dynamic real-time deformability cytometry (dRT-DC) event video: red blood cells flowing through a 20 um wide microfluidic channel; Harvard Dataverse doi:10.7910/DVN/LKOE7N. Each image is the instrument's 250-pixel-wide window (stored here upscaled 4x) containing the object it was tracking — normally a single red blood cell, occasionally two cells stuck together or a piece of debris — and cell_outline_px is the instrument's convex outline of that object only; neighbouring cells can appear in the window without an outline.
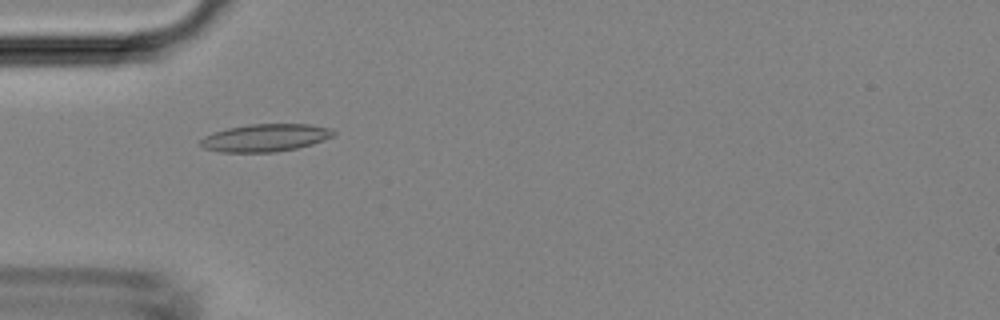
{"species": "Egyptian fruit bat (a non-hibernating species)", "species_latin": "Rousettus aegyptiacus", "temperature_condition": "room temperature", "stored_images_in_passage": 35, "camera_frame_rate_fps": 3000, "um_per_image_px": 0.085, "animal": {"sex": "female"}, "frame": {"image": 1, "passage_image": 15, "time_ms": 4.667, "image_size_px": [1000, 320], "cell_outline_px": [[336, 136], [312, 144], [296, 148], [276, 152], [220, 152], [204, 148], [200, 144], [200, 140], [204, 136], [212, 132], [228, 128], [248, 124], [308, 124], [332, 128], [336, 132]], "centroid_in_image_um": [22.58, 11.7], "position_along_channel_um": 62.4, "area_um2": 21.56}}
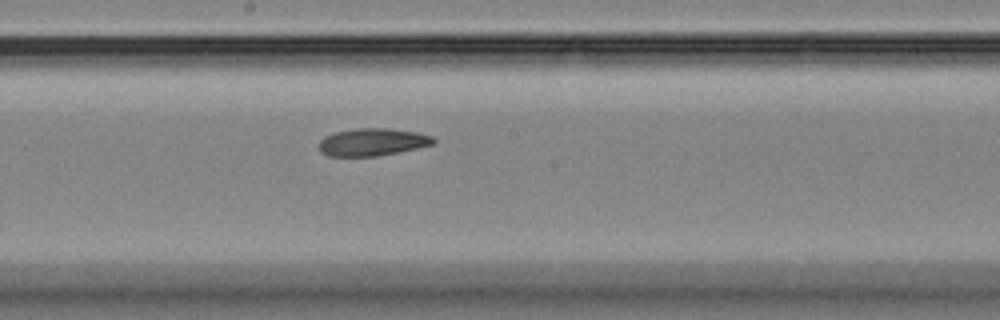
{"frame": {"image": 2, "passage_image": 26, "time_ms": 8.333, "image_size_px": [1000, 320], "cell_outline_px": [[436, 140], [432, 144], [416, 148], [376, 156], [328, 156], [320, 152], [320, 140], [324, 136], [336, 132], [356, 128], [392, 128], [416, 132], [432, 136]], "centroid_in_image_um": [31.64, 12.06], "position_along_channel_um": 216.6, "area_um2": 18.21}}
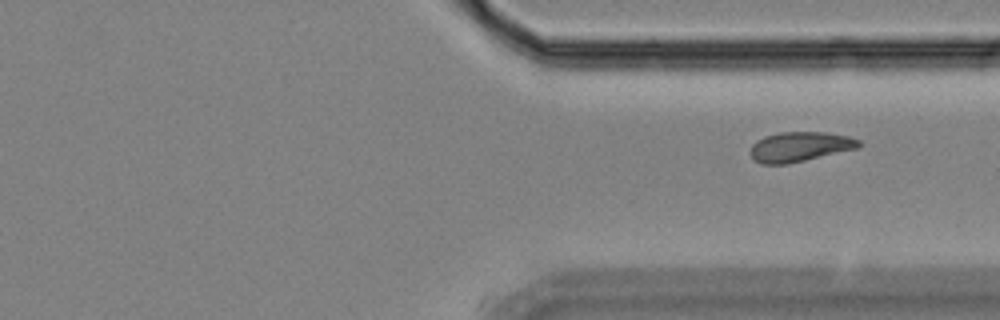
{"frame": {"image": 3, "passage_image": 35, "time_ms": 11.333, "image_size_px": [1000, 320], "cell_outline_px": [[860, 148], [788, 164], [760, 164], [752, 160], [748, 152], [752, 144], [756, 140], [764, 136], [780, 132], [824, 132], [848, 136], [860, 140]], "centroid_in_image_um": [67.94, 12.48], "position_along_channel_um": 343.5, "area_um2": 19.19}}